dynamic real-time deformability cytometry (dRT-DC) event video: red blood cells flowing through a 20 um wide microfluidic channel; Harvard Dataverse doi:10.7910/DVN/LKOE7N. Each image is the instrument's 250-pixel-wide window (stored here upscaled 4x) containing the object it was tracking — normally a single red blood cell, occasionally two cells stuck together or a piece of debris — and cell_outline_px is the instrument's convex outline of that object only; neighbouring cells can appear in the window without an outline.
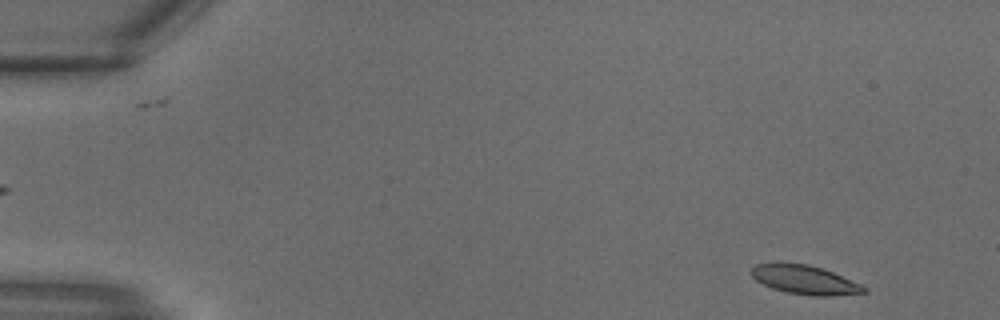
{"species": "common noctule bat (a hibernating species)", "species_latin": "Nyctalus noctula", "temperature_condition": "warm", "stored_images_in_passage": 17, "camera_frame_rate_fps": 3000, "um_per_image_px": 0.085, "animal": {"sex": "male", "body_mass_g": 18.8}, "frame": {"image": 1, "passage_image": 1, "time_ms": 0.0, "image_size_px": [1000, 320], "cell_outline_px": [[868, 292], [832, 296], [812, 296], [788, 292], [772, 288], [756, 280], [752, 276], [752, 268], [756, 264], [808, 264], [824, 268], [860, 284], [868, 288]], "centroid_in_image_um": [68.47, 23.8], "position_along_channel_um": 16.5, "area_um2": 18.67}}
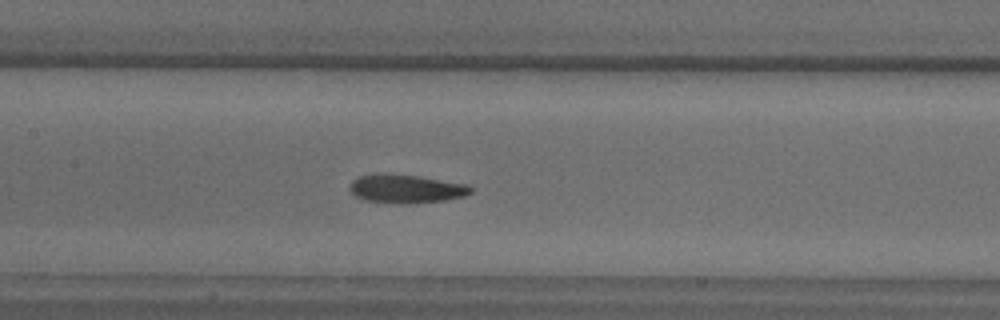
{"frame": {"image": 2, "passage_image": 13, "time_ms": 4.0, "image_size_px": [1000, 320], "cell_outline_px": [[472, 192], [464, 196], [444, 200], [400, 204], [364, 200], [356, 196], [348, 188], [352, 180], [360, 176], [388, 172], [420, 176], [468, 184], [472, 188]], "centroid_in_image_um": [34.5, 16.03], "position_along_channel_um": 172.9, "area_um2": 20.29}}
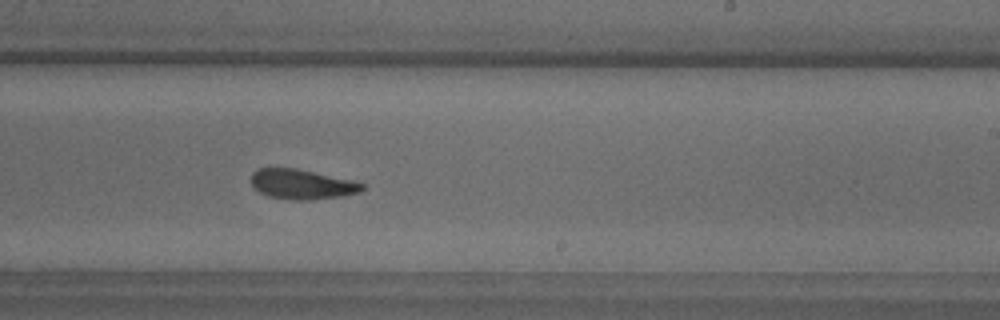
{"frame": {"image": 3, "passage_image": 17, "time_ms": 5.333, "image_size_px": [1000, 320], "cell_outline_px": [[364, 188], [360, 192], [344, 196], [308, 200], [292, 200], [268, 196], [260, 192], [252, 184], [252, 172], [260, 168], [296, 168], [352, 180], [364, 184]], "centroid_in_image_um": [25.68, 15.66], "position_along_channel_um": 263.3, "area_um2": 19.25}}